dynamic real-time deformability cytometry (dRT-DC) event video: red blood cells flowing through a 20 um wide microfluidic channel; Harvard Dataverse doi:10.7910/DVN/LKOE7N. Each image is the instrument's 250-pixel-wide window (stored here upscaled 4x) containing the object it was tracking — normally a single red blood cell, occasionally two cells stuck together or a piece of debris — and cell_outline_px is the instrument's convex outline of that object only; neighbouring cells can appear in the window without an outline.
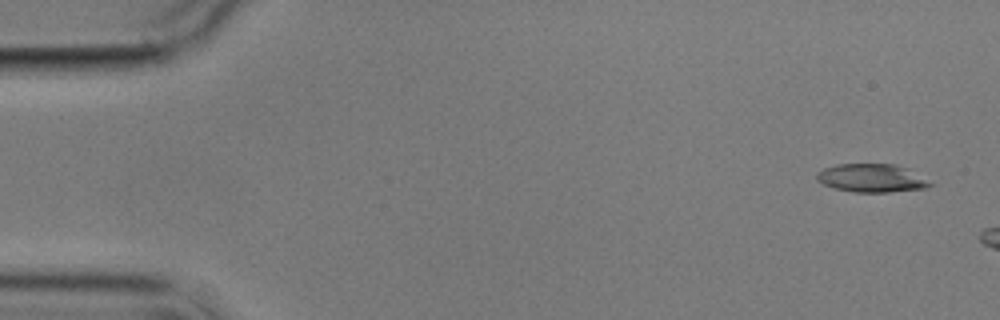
{"species": "common noctule bat (a hibernating species)", "species_latin": "Nyctalus noctula", "temperature_condition": "cold", "stored_images_in_passage": 3, "camera_frame_rate_fps": 3000, "um_per_image_px": 0.085, "animal": {"sex": "male", "body_mass_g": 17.9}, "frame": {"image": 1, "passage_image": 1, "time_ms": 0.0, "image_size_px": [1000, 320], "cell_outline_px": [[932, 184], [924, 188], [888, 192], [852, 192], [832, 188], [816, 180], [816, 172], [824, 168], [836, 164], [896, 164], [908, 168]], "centroid_in_image_um": [74.01, 15.13], "position_along_channel_um": 11.0, "area_um2": 18.61}}